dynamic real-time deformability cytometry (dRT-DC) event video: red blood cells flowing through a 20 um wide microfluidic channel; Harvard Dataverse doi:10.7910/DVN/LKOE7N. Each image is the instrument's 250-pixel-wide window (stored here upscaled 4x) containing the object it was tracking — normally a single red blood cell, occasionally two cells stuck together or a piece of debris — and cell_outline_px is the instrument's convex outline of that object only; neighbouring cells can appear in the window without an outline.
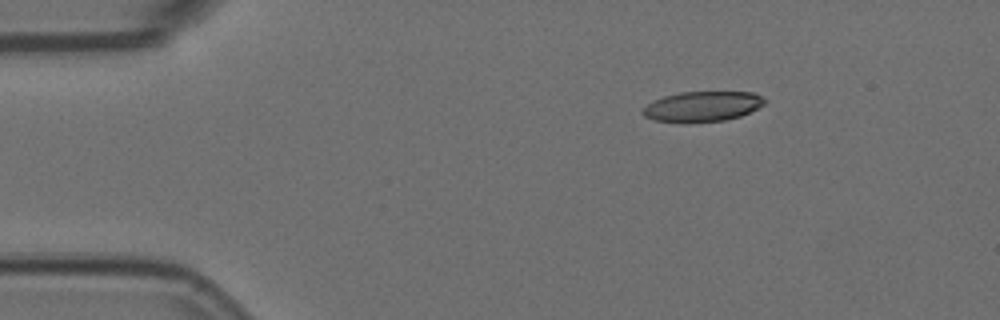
{"species": "Egyptian fruit bat (a non-hibernating species)", "species_latin": "Rousettus aegyptiacus", "temperature_condition": "room temperature", "stored_images_in_passage": 3, "camera_frame_rate_fps": 3000, "um_per_image_px": 0.085, "animal": {"sex": "female"}, "frame": {"image": 1, "passage_image": 1, "time_ms": 0.0, "image_size_px": [1000, 320], "cell_outline_px": [[764, 104], [740, 116], [724, 120], [684, 124], [652, 120], [644, 116], [640, 112], [648, 104], [664, 96], [680, 92], [752, 92], [760, 96], [764, 100]], "centroid_in_image_um": [59.63, 9.07], "position_along_channel_um": 25.4, "area_um2": 21.5}}